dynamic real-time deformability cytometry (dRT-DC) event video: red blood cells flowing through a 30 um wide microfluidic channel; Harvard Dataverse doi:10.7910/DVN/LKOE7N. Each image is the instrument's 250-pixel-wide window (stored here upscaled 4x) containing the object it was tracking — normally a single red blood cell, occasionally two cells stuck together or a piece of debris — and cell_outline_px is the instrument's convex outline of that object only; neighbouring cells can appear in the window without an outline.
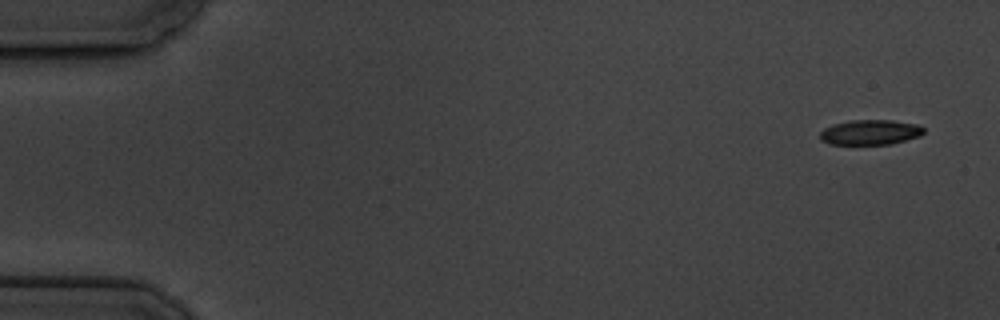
{"species": "common noctule bat (a hibernating species)", "species_latin": "Nyctalus noctula", "temperature_condition": "cold", "stored_images_in_passage": 6, "camera_frame_rate_fps": 3000, "um_per_image_px": 0.085, "animal": {"sex": "male", "body_mass_g": 19.5, "forearm_length_mm": 54.6}, "frame": {"image": 1, "passage_image": 1, "time_ms": 0.0, "image_size_px": [1000, 320], "cell_outline_px": [[924, 132], [920, 136], [892, 144], [828, 144], [820, 140], [820, 132], [824, 128], [832, 124], [852, 120], [892, 120], [916, 124], [924, 128]], "centroid_in_image_um": [73.95, 11.24], "position_along_channel_um": 11.0, "area_um2": 15.2}}
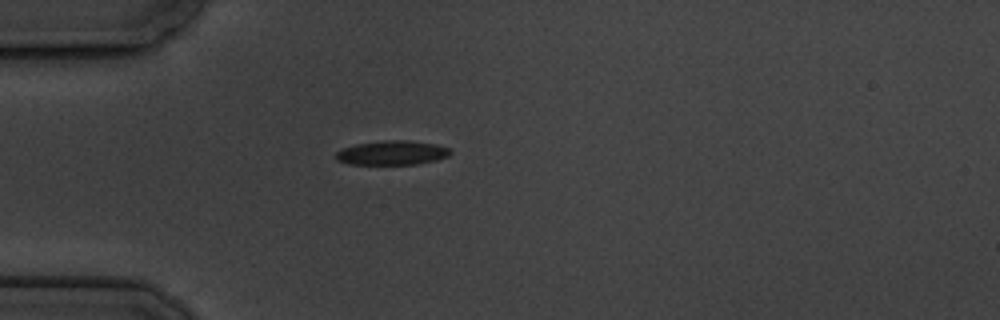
{"frame": {"image": 2, "passage_image": 5, "time_ms": 4.667, "image_size_px": [1000, 320], "cell_outline_px": [[452, 152], [448, 156], [436, 160], [416, 164], [348, 164], [336, 160], [336, 152], [344, 148], [356, 144], [384, 140], [408, 140], [436, 144], [448, 148]], "centroid_in_image_um": [33.33, 12.98], "position_along_channel_um": 51.7, "area_um2": 16.13}}